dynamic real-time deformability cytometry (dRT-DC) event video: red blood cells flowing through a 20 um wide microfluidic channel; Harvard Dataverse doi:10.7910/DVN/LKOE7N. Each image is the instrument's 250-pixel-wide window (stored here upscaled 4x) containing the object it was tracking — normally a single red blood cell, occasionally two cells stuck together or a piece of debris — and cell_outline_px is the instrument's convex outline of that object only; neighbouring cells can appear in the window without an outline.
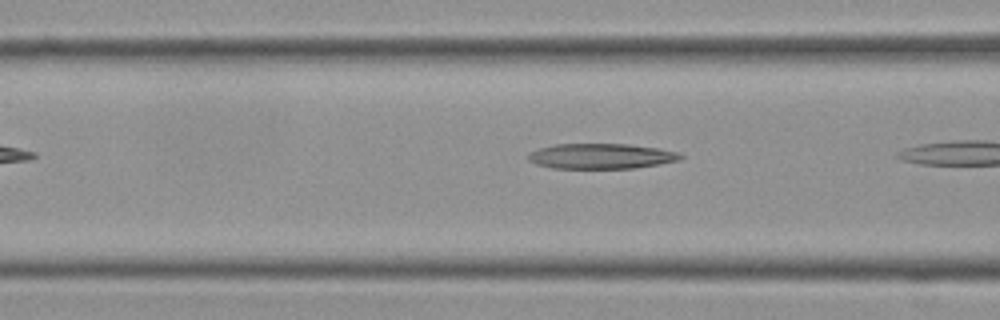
{"species": "Egyptian fruit bat (a non-hibernating species)", "species_latin": "Rousettus aegyptiacus", "temperature_condition": "cold", "stored_images_in_passage": 7, "camera_frame_rate_fps": 3000, "um_per_image_px": 0.085, "frame": {"image": 1, "passage_image": 5, "time_ms": 1.333, "image_size_px": [1000, 320], "cell_outline_px": [[684, 156], [676, 160], [636, 168], [552, 168], [536, 164], [528, 160], [528, 152], [540, 148], [556, 144], [628, 144], [656, 148], [676, 152]], "centroid_in_image_um": [51.02, 13.27], "position_along_channel_um": 115.6, "area_um2": 22.14}}